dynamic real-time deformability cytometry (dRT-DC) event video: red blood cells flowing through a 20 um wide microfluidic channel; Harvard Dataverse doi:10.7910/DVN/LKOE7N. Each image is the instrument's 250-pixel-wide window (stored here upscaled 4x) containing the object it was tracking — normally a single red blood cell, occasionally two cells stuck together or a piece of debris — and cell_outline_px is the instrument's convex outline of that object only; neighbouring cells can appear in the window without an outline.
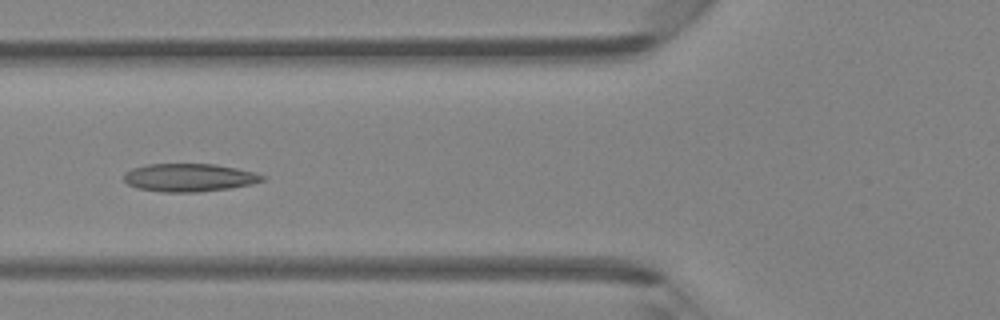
{"species": "Egyptian fruit bat (a non-hibernating species)", "species_latin": "Rousettus aegyptiacus", "temperature_condition": "room temperature", "stored_images_in_passage": 6, "camera_frame_rate_fps": 3000, "um_per_image_px": 0.085, "animal": {"sex": "female"}, "frame": {"image": 1, "passage_image": 6, "time_ms": 5.667, "image_size_px": [1000, 320], "cell_outline_px": [[268, 176], [264, 180], [252, 184], [232, 188], [196, 192], [160, 192], [136, 188], [128, 184], [124, 180], [124, 172], [132, 168], [148, 164], [216, 164], [256, 172]], "centroid_in_image_um": [16.11, 15.09], "position_along_channel_um": 109.7, "area_um2": 22.89}}